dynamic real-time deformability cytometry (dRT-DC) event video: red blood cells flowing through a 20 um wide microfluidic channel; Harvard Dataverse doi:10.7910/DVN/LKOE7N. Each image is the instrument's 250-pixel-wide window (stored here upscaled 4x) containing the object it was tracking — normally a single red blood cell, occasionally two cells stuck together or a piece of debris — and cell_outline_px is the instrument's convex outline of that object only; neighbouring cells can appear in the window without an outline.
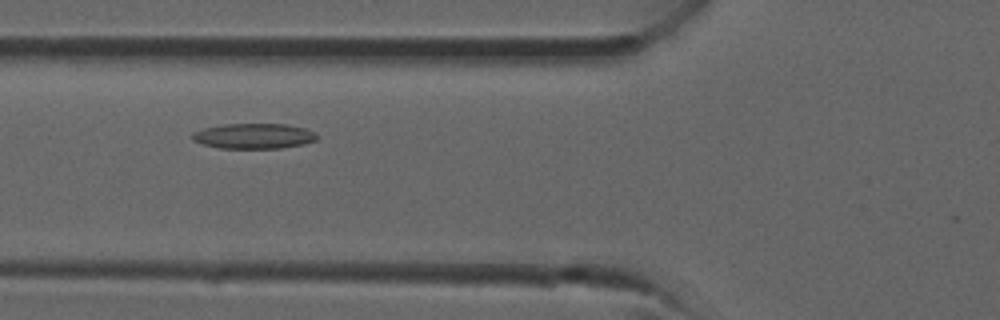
{"species": "common noctule bat (a hibernating species)", "species_latin": "Nyctalus noctula", "temperature_condition": "room temperature", "stored_images_in_passage": 27, "camera_frame_rate_fps": 3000, "um_per_image_px": 0.085, "animal": {"sex": "male", "forearm_length_mm": 52.5}, "frame": {"image": 1, "passage_image": 4, "time_ms": 1.0, "image_size_px": [1000, 320], "cell_outline_px": [[320, 136], [316, 140], [304, 144], [280, 148], [220, 148], [204, 144], [192, 140], [192, 132], [204, 128], [224, 124], [284, 124], [304, 128], [316, 132]], "centroid_in_image_um": [21.6, 11.56], "position_along_channel_um": 104.2, "area_um2": 18.38}}
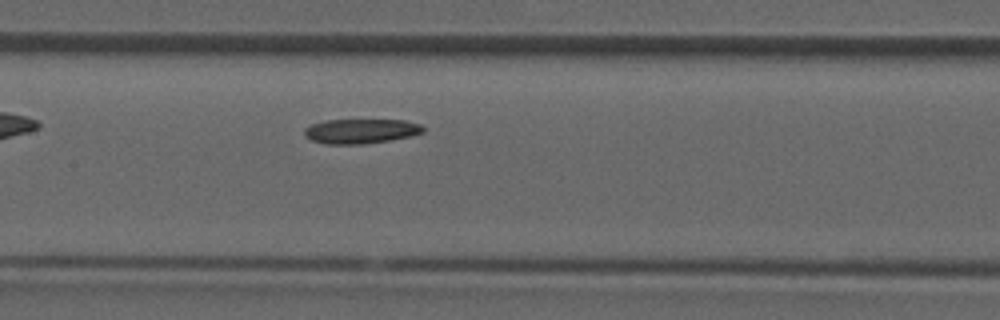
{"frame": {"image": 2, "passage_image": 8, "time_ms": 2.333, "image_size_px": [1000, 320], "cell_outline_px": [[424, 132], [392, 140], [360, 144], [324, 144], [312, 140], [304, 132], [304, 128], [312, 124], [328, 120], [404, 120], [420, 124], [424, 128]], "centroid_in_image_um": [30.68, 11.14], "position_along_channel_um": 176.7, "area_um2": 16.88}}
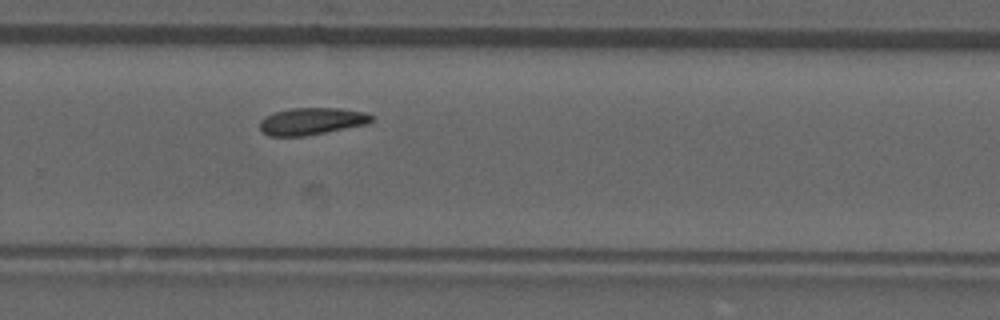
{"frame": {"image": 3, "passage_image": 15, "time_ms": 4.667, "image_size_px": [1000, 320], "cell_outline_px": [[376, 116], [368, 124], [304, 136], [268, 136], [260, 128], [260, 120], [272, 112], [292, 108], [340, 108], [368, 112]], "centroid_in_image_um": [26.53, 10.29], "position_along_channel_um": 303.3, "area_um2": 17.8}}